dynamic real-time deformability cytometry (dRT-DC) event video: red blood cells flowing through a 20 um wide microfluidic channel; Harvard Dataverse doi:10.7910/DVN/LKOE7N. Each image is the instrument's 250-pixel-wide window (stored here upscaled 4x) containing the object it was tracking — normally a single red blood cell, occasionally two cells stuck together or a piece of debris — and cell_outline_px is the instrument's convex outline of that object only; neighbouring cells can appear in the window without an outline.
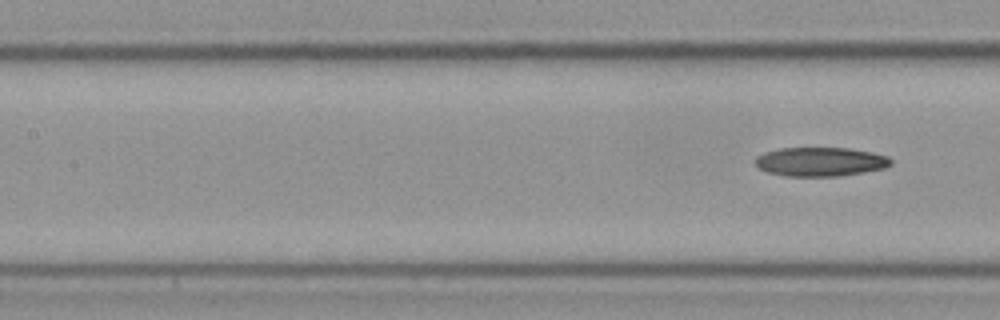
{"species": "Egyptian fruit bat (a non-hibernating species)", "species_latin": "Rousettus aegyptiacus", "temperature_condition": "cold", "stored_images_in_passage": 9, "segment_of_instrument_passage": [2, 2], "camera_frame_rate_fps": 3000, "um_per_image_px": 0.085, "frame": {"image": 1, "passage_image": 9, "time_ms": 2.667, "image_size_px": [1000, 320], "cell_outline_px": [[892, 164], [884, 168], [864, 172], [840, 176], [788, 176], [768, 172], [760, 168], [752, 160], [756, 156], [764, 152], [780, 148], [848, 148], [872, 152], [888, 156], [892, 160]], "centroid_in_image_um": [69.73, 13.74], "position_along_channel_um": 137.7, "area_um2": 23.0}}